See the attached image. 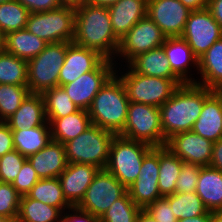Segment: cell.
<instances>
[{
	"label": "cell",
	"instance_id": "91938a15",
	"mask_svg": "<svg viewBox=\"0 0 222 222\" xmlns=\"http://www.w3.org/2000/svg\"><path fill=\"white\" fill-rule=\"evenodd\" d=\"M7 1H10V0H0V4L5 3Z\"/></svg>",
	"mask_w": 222,
	"mask_h": 222
},
{
	"label": "cell",
	"instance_id": "4316f807",
	"mask_svg": "<svg viewBox=\"0 0 222 222\" xmlns=\"http://www.w3.org/2000/svg\"><path fill=\"white\" fill-rule=\"evenodd\" d=\"M195 192L209 211L222 209V171L201 167Z\"/></svg>",
	"mask_w": 222,
	"mask_h": 222
},
{
	"label": "cell",
	"instance_id": "5b68a950",
	"mask_svg": "<svg viewBox=\"0 0 222 222\" xmlns=\"http://www.w3.org/2000/svg\"><path fill=\"white\" fill-rule=\"evenodd\" d=\"M115 135L92 124L82 134L64 144L67 162L89 164L104 169Z\"/></svg>",
	"mask_w": 222,
	"mask_h": 222
},
{
	"label": "cell",
	"instance_id": "4dcf8cb0",
	"mask_svg": "<svg viewBox=\"0 0 222 222\" xmlns=\"http://www.w3.org/2000/svg\"><path fill=\"white\" fill-rule=\"evenodd\" d=\"M62 211L28 195L21 196L16 222H61Z\"/></svg>",
	"mask_w": 222,
	"mask_h": 222
},
{
	"label": "cell",
	"instance_id": "6f0895ef",
	"mask_svg": "<svg viewBox=\"0 0 222 222\" xmlns=\"http://www.w3.org/2000/svg\"><path fill=\"white\" fill-rule=\"evenodd\" d=\"M0 222H12L9 218L0 215Z\"/></svg>",
	"mask_w": 222,
	"mask_h": 222
},
{
	"label": "cell",
	"instance_id": "680465c9",
	"mask_svg": "<svg viewBox=\"0 0 222 222\" xmlns=\"http://www.w3.org/2000/svg\"><path fill=\"white\" fill-rule=\"evenodd\" d=\"M215 91L221 96V99H222V88L216 89Z\"/></svg>",
	"mask_w": 222,
	"mask_h": 222
},
{
	"label": "cell",
	"instance_id": "4fadbf2b",
	"mask_svg": "<svg viewBox=\"0 0 222 222\" xmlns=\"http://www.w3.org/2000/svg\"><path fill=\"white\" fill-rule=\"evenodd\" d=\"M113 62L116 61L105 59L95 70L84 73L74 82L61 86L79 109L88 110L93 98L115 74L116 64Z\"/></svg>",
	"mask_w": 222,
	"mask_h": 222
},
{
	"label": "cell",
	"instance_id": "60d3db41",
	"mask_svg": "<svg viewBox=\"0 0 222 222\" xmlns=\"http://www.w3.org/2000/svg\"><path fill=\"white\" fill-rule=\"evenodd\" d=\"M201 166L183 162L182 169L176 180L175 193L195 192Z\"/></svg>",
	"mask_w": 222,
	"mask_h": 222
},
{
	"label": "cell",
	"instance_id": "8d00e7d4",
	"mask_svg": "<svg viewBox=\"0 0 222 222\" xmlns=\"http://www.w3.org/2000/svg\"><path fill=\"white\" fill-rule=\"evenodd\" d=\"M29 93L26 86L0 84V122L9 119Z\"/></svg>",
	"mask_w": 222,
	"mask_h": 222
},
{
	"label": "cell",
	"instance_id": "d590c367",
	"mask_svg": "<svg viewBox=\"0 0 222 222\" xmlns=\"http://www.w3.org/2000/svg\"><path fill=\"white\" fill-rule=\"evenodd\" d=\"M29 14V10L17 0H10L0 4V30L7 34L24 29Z\"/></svg>",
	"mask_w": 222,
	"mask_h": 222
},
{
	"label": "cell",
	"instance_id": "cb8c5ba5",
	"mask_svg": "<svg viewBox=\"0 0 222 222\" xmlns=\"http://www.w3.org/2000/svg\"><path fill=\"white\" fill-rule=\"evenodd\" d=\"M50 125L52 140L65 144L82 134L91 125V118L87 110L79 109L68 116L47 119Z\"/></svg>",
	"mask_w": 222,
	"mask_h": 222
},
{
	"label": "cell",
	"instance_id": "ac0fdd59",
	"mask_svg": "<svg viewBox=\"0 0 222 222\" xmlns=\"http://www.w3.org/2000/svg\"><path fill=\"white\" fill-rule=\"evenodd\" d=\"M100 168L81 163H68L59 175L63 195L71 206H77Z\"/></svg>",
	"mask_w": 222,
	"mask_h": 222
},
{
	"label": "cell",
	"instance_id": "7a4b0ae2",
	"mask_svg": "<svg viewBox=\"0 0 222 222\" xmlns=\"http://www.w3.org/2000/svg\"><path fill=\"white\" fill-rule=\"evenodd\" d=\"M73 43L93 49L106 59L114 60L120 40L112 30L108 7L86 3L75 8Z\"/></svg>",
	"mask_w": 222,
	"mask_h": 222
},
{
	"label": "cell",
	"instance_id": "e0dca14e",
	"mask_svg": "<svg viewBox=\"0 0 222 222\" xmlns=\"http://www.w3.org/2000/svg\"><path fill=\"white\" fill-rule=\"evenodd\" d=\"M106 58L99 52L71 43L59 73V87L74 82L81 75L95 70Z\"/></svg>",
	"mask_w": 222,
	"mask_h": 222
},
{
	"label": "cell",
	"instance_id": "1f68e13d",
	"mask_svg": "<svg viewBox=\"0 0 222 222\" xmlns=\"http://www.w3.org/2000/svg\"><path fill=\"white\" fill-rule=\"evenodd\" d=\"M27 195L32 199L57 207L63 213L65 209L71 207L63 195L62 185L58 177L40 179Z\"/></svg>",
	"mask_w": 222,
	"mask_h": 222
},
{
	"label": "cell",
	"instance_id": "ba28073f",
	"mask_svg": "<svg viewBox=\"0 0 222 222\" xmlns=\"http://www.w3.org/2000/svg\"><path fill=\"white\" fill-rule=\"evenodd\" d=\"M118 135L152 147H165L159 107L130 102L124 129Z\"/></svg>",
	"mask_w": 222,
	"mask_h": 222
},
{
	"label": "cell",
	"instance_id": "b9f144b4",
	"mask_svg": "<svg viewBox=\"0 0 222 222\" xmlns=\"http://www.w3.org/2000/svg\"><path fill=\"white\" fill-rule=\"evenodd\" d=\"M39 180L40 178L37 176L36 171L30 162L26 160L11 184L21 196H25Z\"/></svg>",
	"mask_w": 222,
	"mask_h": 222
},
{
	"label": "cell",
	"instance_id": "5bb4252c",
	"mask_svg": "<svg viewBox=\"0 0 222 222\" xmlns=\"http://www.w3.org/2000/svg\"><path fill=\"white\" fill-rule=\"evenodd\" d=\"M159 147H154L143 159L138 178L127 188L133 202L144 209L163 197L158 188Z\"/></svg>",
	"mask_w": 222,
	"mask_h": 222
},
{
	"label": "cell",
	"instance_id": "6da1fadb",
	"mask_svg": "<svg viewBox=\"0 0 222 222\" xmlns=\"http://www.w3.org/2000/svg\"><path fill=\"white\" fill-rule=\"evenodd\" d=\"M214 91L196 83H183L175 90L159 107L166 142L177 133L191 131L193 124L200 117L204 101Z\"/></svg>",
	"mask_w": 222,
	"mask_h": 222
},
{
	"label": "cell",
	"instance_id": "484cf974",
	"mask_svg": "<svg viewBox=\"0 0 222 222\" xmlns=\"http://www.w3.org/2000/svg\"><path fill=\"white\" fill-rule=\"evenodd\" d=\"M128 65L136 73L145 76L178 79L171 71L170 62L163 47L137 55Z\"/></svg>",
	"mask_w": 222,
	"mask_h": 222
},
{
	"label": "cell",
	"instance_id": "30bf717a",
	"mask_svg": "<svg viewBox=\"0 0 222 222\" xmlns=\"http://www.w3.org/2000/svg\"><path fill=\"white\" fill-rule=\"evenodd\" d=\"M126 192L127 188L113 174L99 169L77 207L101 218Z\"/></svg>",
	"mask_w": 222,
	"mask_h": 222
},
{
	"label": "cell",
	"instance_id": "f5cc1de1",
	"mask_svg": "<svg viewBox=\"0 0 222 222\" xmlns=\"http://www.w3.org/2000/svg\"><path fill=\"white\" fill-rule=\"evenodd\" d=\"M62 6L77 8L87 3V0H60Z\"/></svg>",
	"mask_w": 222,
	"mask_h": 222
},
{
	"label": "cell",
	"instance_id": "44dd1931",
	"mask_svg": "<svg viewBox=\"0 0 222 222\" xmlns=\"http://www.w3.org/2000/svg\"><path fill=\"white\" fill-rule=\"evenodd\" d=\"M148 0H120L108 7L111 26L120 40L140 19L147 16Z\"/></svg>",
	"mask_w": 222,
	"mask_h": 222
},
{
	"label": "cell",
	"instance_id": "52a82bcc",
	"mask_svg": "<svg viewBox=\"0 0 222 222\" xmlns=\"http://www.w3.org/2000/svg\"><path fill=\"white\" fill-rule=\"evenodd\" d=\"M128 71L119 78L130 102L162 106L183 83L179 79H164L136 73L128 64Z\"/></svg>",
	"mask_w": 222,
	"mask_h": 222
},
{
	"label": "cell",
	"instance_id": "836d02e7",
	"mask_svg": "<svg viewBox=\"0 0 222 222\" xmlns=\"http://www.w3.org/2000/svg\"><path fill=\"white\" fill-rule=\"evenodd\" d=\"M164 197L178 220L204 215L209 211L196 192L174 193Z\"/></svg>",
	"mask_w": 222,
	"mask_h": 222
},
{
	"label": "cell",
	"instance_id": "277c9868",
	"mask_svg": "<svg viewBox=\"0 0 222 222\" xmlns=\"http://www.w3.org/2000/svg\"><path fill=\"white\" fill-rule=\"evenodd\" d=\"M153 148L146 143L115 135L105 169L128 188L138 178L142 161Z\"/></svg>",
	"mask_w": 222,
	"mask_h": 222
},
{
	"label": "cell",
	"instance_id": "f907efd6",
	"mask_svg": "<svg viewBox=\"0 0 222 222\" xmlns=\"http://www.w3.org/2000/svg\"><path fill=\"white\" fill-rule=\"evenodd\" d=\"M178 222H212V212L208 211L204 215L193 218L179 219Z\"/></svg>",
	"mask_w": 222,
	"mask_h": 222
},
{
	"label": "cell",
	"instance_id": "74e56055",
	"mask_svg": "<svg viewBox=\"0 0 222 222\" xmlns=\"http://www.w3.org/2000/svg\"><path fill=\"white\" fill-rule=\"evenodd\" d=\"M142 208L137 206L126 192L101 216V222H136Z\"/></svg>",
	"mask_w": 222,
	"mask_h": 222
},
{
	"label": "cell",
	"instance_id": "d6986e66",
	"mask_svg": "<svg viewBox=\"0 0 222 222\" xmlns=\"http://www.w3.org/2000/svg\"><path fill=\"white\" fill-rule=\"evenodd\" d=\"M170 62L171 71L182 83H195L188 73L193 65L198 70V58L193 54L188 43L181 36L167 37L162 45ZM192 64V65H191Z\"/></svg>",
	"mask_w": 222,
	"mask_h": 222
},
{
	"label": "cell",
	"instance_id": "681fc988",
	"mask_svg": "<svg viewBox=\"0 0 222 222\" xmlns=\"http://www.w3.org/2000/svg\"><path fill=\"white\" fill-rule=\"evenodd\" d=\"M191 11L201 10L208 7V0H180Z\"/></svg>",
	"mask_w": 222,
	"mask_h": 222
},
{
	"label": "cell",
	"instance_id": "ee69618b",
	"mask_svg": "<svg viewBox=\"0 0 222 222\" xmlns=\"http://www.w3.org/2000/svg\"><path fill=\"white\" fill-rule=\"evenodd\" d=\"M19 1L30 13L45 12L60 8L62 4L60 0H17Z\"/></svg>",
	"mask_w": 222,
	"mask_h": 222
},
{
	"label": "cell",
	"instance_id": "8992f818",
	"mask_svg": "<svg viewBox=\"0 0 222 222\" xmlns=\"http://www.w3.org/2000/svg\"><path fill=\"white\" fill-rule=\"evenodd\" d=\"M72 42L48 43L36 57L27 61L28 89L43 94L59 86V73L64 64L67 47Z\"/></svg>",
	"mask_w": 222,
	"mask_h": 222
},
{
	"label": "cell",
	"instance_id": "8fae6325",
	"mask_svg": "<svg viewBox=\"0 0 222 222\" xmlns=\"http://www.w3.org/2000/svg\"><path fill=\"white\" fill-rule=\"evenodd\" d=\"M167 36L159 26L148 16L140 19L121 39L116 53V59H122L129 63L141 53L162 47Z\"/></svg>",
	"mask_w": 222,
	"mask_h": 222
},
{
	"label": "cell",
	"instance_id": "ab89813d",
	"mask_svg": "<svg viewBox=\"0 0 222 222\" xmlns=\"http://www.w3.org/2000/svg\"><path fill=\"white\" fill-rule=\"evenodd\" d=\"M27 157L15 149L0 157V182L12 183Z\"/></svg>",
	"mask_w": 222,
	"mask_h": 222
},
{
	"label": "cell",
	"instance_id": "ffe728a7",
	"mask_svg": "<svg viewBox=\"0 0 222 222\" xmlns=\"http://www.w3.org/2000/svg\"><path fill=\"white\" fill-rule=\"evenodd\" d=\"M27 160L40 179L59 177L68 164L65 145L53 140Z\"/></svg>",
	"mask_w": 222,
	"mask_h": 222
},
{
	"label": "cell",
	"instance_id": "f546056e",
	"mask_svg": "<svg viewBox=\"0 0 222 222\" xmlns=\"http://www.w3.org/2000/svg\"><path fill=\"white\" fill-rule=\"evenodd\" d=\"M182 165L183 161L167 147H159L158 188L162 196L175 193L176 180Z\"/></svg>",
	"mask_w": 222,
	"mask_h": 222
},
{
	"label": "cell",
	"instance_id": "e575fe53",
	"mask_svg": "<svg viewBox=\"0 0 222 222\" xmlns=\"http://www.w3.org/2000/svg\"><path fill=\"white\" fill-rule=\"evenodd\" d=\"M42 96L47 119L62 118L79 110L62 87L50 88Z\"/></svg>",
	"mask_w": 222,
	"mask_h": 222
},
{
	"label": "cell",
	"instance_id": "9a60e30c",
	"mask_svg": "<svg viewBox=\"0 0 222 222\" xmlns=\"http://www.w3.org/2000/svg\"><path fill=\"white\" fill-rule=\"evenodd\" d=\"M191 13L180 0H148L147 16L167 37L181 36Z\"/></svg>",
	"mask_w": 222,
	"mask_h": 222
},
{
	"label": "cell",
	"instance_id": "c3c4849f",
	"mask_svg": "<svg viewBox=\"0 0 222 222\" xmlns=\"http://www.w3.org/2000/svg\"><path fill=\"white\" fill-rule=\"evenodd\" d=\"M213 18L220 25L222 29V0H208V7Z\"/></svg>",
	"mask_w": 222,
	"mask_h": 222
},
{
	"label": "cell",
	"instance_id": "7c38bea8",
	"mask_svg": "<svg viewBox=\"0 0 222 222\" xmlns=\"http://www.w3.org/2000/svg\"><path fill=\"white\" fill-rule=\"evenodd\" d=\"M199 59L222 37V29L208 8L191 11L181 35Z\"/></svg>",
	"mask_w": 222,
	"mask_h": 222
},
{
	"label": "cell",
	"instance_id": "9f6ffc18",
	"mask_svg": "<svg viewBox=\"0 0 222 222\" xmlns=\"http://www.w3.org/2000/svg\"><path fill=\"white\" fill-rule=\"evenodd\" d=\"M6 34L0 30V53L5 52Z\"/></svg>",
	"mask_w": 222,
	"mask_h": 222
},
{
	"label": "cell",
	"instance_id": "db71d44e",
	"mask_svg": "<svg viewBox=\"0 0 222 222\" xmlns=\"http://www.w3.org/2000/svg\"><path fill=\"white\" fill-rule=\"evenodd\" d=\"M119 1L120 0H87V3L93 4V5L109 7Z\"/></svg>",
	"mask_w": 222,
	"mask_h": 222
},
{
	"label": "cell",
	"instance_id": "3957f363",
	"mask_svg": "<svg viewBox=\"0 0 222 222\" xmlns=\"http://www.w3.org/2000/svg\"><path fill=\"white\" fill-rule=\"evenodd\" d=\"M118 76V71H115L87 110L93 125L116 135L124 129L130 103L124 84Z\"/></svg>",
	"mask_w": 222,
	"mask_h": 222
},
{
	"label": "cell",
	"instance_id": "2e32d148",
	"mask_svg": "<svg viewBox=\"0 0 222 222\" xmlns=\"http://www.w3.org/2000/svg\"><path fill=\"white\" fill-rule=\"evenodd\" d=\"M213 145V142L193 131H186L177 133L169 138L165 147L183 162L204 167L210 165Z\"/></svg>",
	"mask_w": 222,
	"mask_h": 222
},
{
	"label": "cell",
	"instance_id": "f6af8a7d",
	"mask_svg": "<svg viewBox=\"0 0 222 222\" xmlns=\"http://www.w3.org/2000/svg\"><path fill=\"white\" fill-rule=\"evenodd\" d=\"M68 210L69 213H64V216L62 212L61 222H101L99 217L92 215L77 206H71ZM70 210L72 213H70Z\"/></svg>",
	"mask_w": 222,
	"mask_h": 222
},
{
	"label": "cell",
	"instance_id": "816d5d0a",
	"mask_svg": "<svg viewBox=\"0 0 222 222\" xmlns=\"http://www.w3.org/2000/svg\"><path fill=\"white\" fill-rule=\"evenodd\" d=\"M136 222H157L145 209H141Z\"/></svg>",
	"mask_w": 222,
	"mask_h": 222
},
{
	"label": "cell",
	"instance_id": "bcb514c9",
	"mask_svg": "<svg viewBox=\"0 0 222 222\" xmlns=\"http://www.w3.org/2000/svg\"><path fill=\"white\" fill-rule=\"evenodd\" d=\"M14 149L11 128L5 122H0V157Z\"/></svg>",
	"mask_w": 222,
	"mask_h": 222
},
{
	"label": "cell",
	"instance_id": "9c48e42d",
	"mask_svg": "<svg viewBox=\"0 0 222 222\" xmlns=\"http://www.w3.org/2000/svg\"><path fill=\"white\" fill-rule=\"evenodd\" d=\"M25 28L47 43L73 42L75 8L61 6L54 10L30 13Z\"/></svg>",
	"mask_w": 222,
	"mask_h": 222
},
{
	"label": "cell",
	"instance_id": "d4e9b609",
	"mask_svg": "<svg viewBox=\"0 0 222 222\" xmlns=\"http://www.w3.org/2000/svg\"><path fill=\"white\" fill-rule=\"evenodd\" d=\"M199 72L202 79L196 84L212 90L222 88V37L198 59Z\"/></svg>",
	"mask_w": 222,
	"mask_h": 222
},
{
	"label": "cell",
	"instance_id": "f1b7e54d",
	"mask_svg": "<svg viewBox=\"0 0 222 222\" xmlns=\"http://www.w3.org/2000/svg\"><path fill=\"white\" fill-rule=\"evenodd\" d=\"M12 135L15 150L25 157L37 153L52 141L48 121L29 130H12Z\"/></svg>",
	"mask_w": 222,
	"mask_h": 222
},
{
	"label": "cell",
	"instance_id": "603a6c76",
	"mask_svg": "<svg viewBox=\"0 0 222 222\" xmlns=\"http://www.w3.org/2000/svg\"><path fill=\"white\" fill-rule=\"evenodd\" d=\"M47 122L42 94L29 93L18 110L5 121L11 130H25Z\"/></svg>",
	"mask_w": 222,
	"mask_h": 222
},
{
	"label": "cell",
	"instance_id": "83f0119b",
	"mask_svg": "<svg viewBox=\"0 0 222 222\" xmlns=\"http://www.w3.org/2000/svg\"><path fill=\"white\" fill-rule=\"evenodd\" d=\"M48 43L26 28L6 34L5 51L29 61L36 57Z\"/></svg>",
	"mask_w": 222,
	"mask_h": 222
},
{
	"label": "cell",
	"instance_id": "7bdbcfd3",
	"mask_svg": "<svg viewBox=\"0 0 222 222\" xmlns=\"http://www.w3.org/2000/svg\"><path fill=\"white\" fill-rule=\"evenodd\" d=\"M157 222H178L168 200L163 196L144 208Z\"/></svg>",
	"mask_w": 222,
	"mask_h": 222
},
{
	"label": "cell",
	"instance_id": "7402d4cb",
	"mask_svg": "<svg viewBox=\"0 0 222 222\" xmlns=\"http://www.w3.org/2000/svg\"><path fill=\"white\" fill-rule=\"evenodd\" d=\"M191 131L213 143L222 139V99L216 91L204 101L200 117Z\"/></svg>",
	"mask_w": 222,
	"mask_h": 222
},
{
	"label": "cell",
	"instance_id": "11a10c76",
	"mask_svg": "<svg viewBox=\"0 0 222 222\" xmlns=\"http://www.w3.org/2000/svg\"><path fill=\"white\" fill-rule=\"evenodd\" d=\"M212 222H222V209L212 212Z\"/></svg>",
	"mask_w": 222,
	"mask_h": 222
},
{
	"label": "cell",
	"instance_id": "d6a6232c",
	"mask_svg": "<svg viewBox=\"0 0 222 222\" xmlns=\"http://www.w3.org/2000/svg\"><path fill=\"white\" fill-rule=\"evenodd\" d=\"M0 84L28 87L27 61L6 51L0 53Z\"/></svg>",
	"mask_w": 222,
	"mask_h": 222
},
{
	"label": "cell",
	"instance_id": "f35d334b",
	"mask_svg": "<svg viewBox=\"0 0 222 222\" xmlns=\"http://www.w3.org/2000/svg\"><path fill=\"white\" fill-rule=\"evenodd\" d=\"M21 195L11 183L0 182V215L16 222Z\"/></svg>",
	"mask_w": 222,
	"mask_h": 222
},
{
	"label": "cell",
	"instance_id": "7dc6e473",
	"mask_svg": "<svg viewBox=\"0 0 222 222\" xmlns=\"http://www.w3.org/2000/svg\"><path fill=\"white\" fill-rule=\"evenodd\" d=\"M210 167L222 171V139L216 141L213 145Z\"/></svg>",
	"mask_w": 222,
	"mask_h": 222
}]
</instances>
